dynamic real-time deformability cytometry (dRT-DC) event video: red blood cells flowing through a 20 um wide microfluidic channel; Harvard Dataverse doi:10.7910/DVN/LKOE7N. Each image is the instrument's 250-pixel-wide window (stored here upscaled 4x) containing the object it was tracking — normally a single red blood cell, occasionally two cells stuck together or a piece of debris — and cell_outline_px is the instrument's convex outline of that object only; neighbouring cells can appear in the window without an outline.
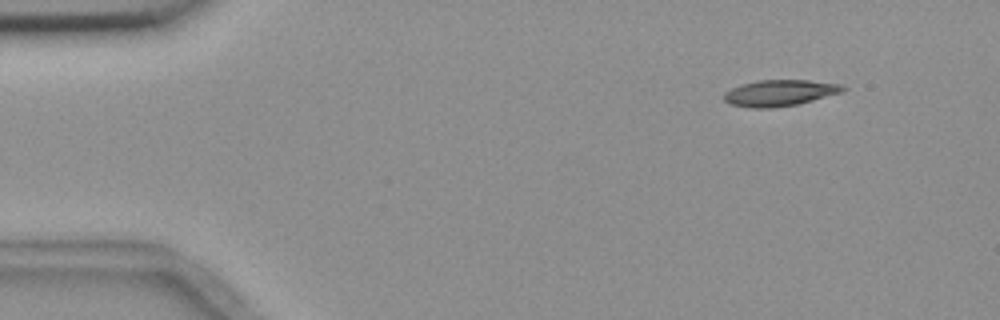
{"species": "common noctule bat (a hibernating species)", "species_latin": "Nyctalus noctula", "temperature_condition": "room temperature", "stored_images_in_passage": 4, "camera_frame_rate_fps": 3000, "um_per_image_px": 0.085, "animal": {"sex": "female", "body_mass_g": 18.4}, "frame": {"image": 1, "passage_image": 2, "time_ms": 1.0, "image_size_px": [1000, 320], "cell_outline_px": [[848, 88], [840, 92], [812, 100], [796, 104], [772, 108], [752, 108], [728, 104], [724, 100], [724, 92], [732, 88], [744, 84], [760, 80], [808, 80], [840, 84]], "centroid_in_image_um": [66.24, 7.9], "position_along_channel_um": 18.8, "area_um2": 17.92}}